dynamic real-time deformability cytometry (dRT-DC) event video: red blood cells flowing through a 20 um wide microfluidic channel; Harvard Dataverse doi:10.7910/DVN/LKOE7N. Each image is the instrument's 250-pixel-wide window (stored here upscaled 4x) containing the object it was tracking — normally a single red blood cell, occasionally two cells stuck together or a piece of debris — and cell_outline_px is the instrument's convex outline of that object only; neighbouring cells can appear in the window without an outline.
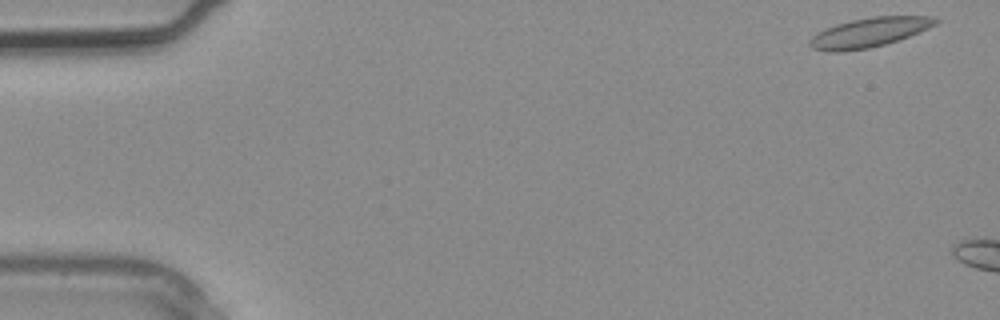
{"species": "common noctule bat (a hibernating species)", "species_latin": "Nyctalus noctula", "temperature_condition": "warm", "stored_images_in_passage": 5, "camera_frame_rate_fps": 3000, "um_per_image_px": 0.085, "animal": {"sex": "male", "body_mass_g": 20.4}, "frame": {"image": 1, "passage_image": 1, "time_ms": 0.0, "image_size_px": [1000, 320], "cell_outline_px": [[940, 20], [936, 24], [928, 28], [908, 36], [884, 44], [868, 48], [840, 52], [828, 52], [812, 48], [808, 44], [812, 36], [824, 28], [836, 24], [852, 20], [872, 16], [932, 16]], "centroid_in_image_um": [73.85, 2.75], "position_along_channel_um": 11.2, "area_um2": 21.44}}
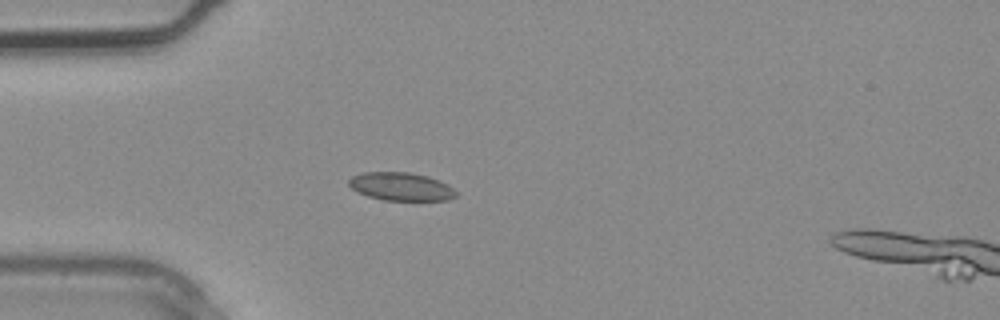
{"frame": {"image": 2, "passage_image": 4, "time_ms": 1.0, "image_size_px": [1000, 320], "cell_outline_px": [[456, 196], [448, 200], [384, 200], [368, 196], [356, 192], [348, 184], [348, 180], [352, 176], [364, 172], [408, 172], [428, 176], [440, 180], [448, 184], [456, 192]], "centroid_in_image_um": [34.08, 15.85], "position_along_channel_um": 50.9, "area_um2": 17.63}}